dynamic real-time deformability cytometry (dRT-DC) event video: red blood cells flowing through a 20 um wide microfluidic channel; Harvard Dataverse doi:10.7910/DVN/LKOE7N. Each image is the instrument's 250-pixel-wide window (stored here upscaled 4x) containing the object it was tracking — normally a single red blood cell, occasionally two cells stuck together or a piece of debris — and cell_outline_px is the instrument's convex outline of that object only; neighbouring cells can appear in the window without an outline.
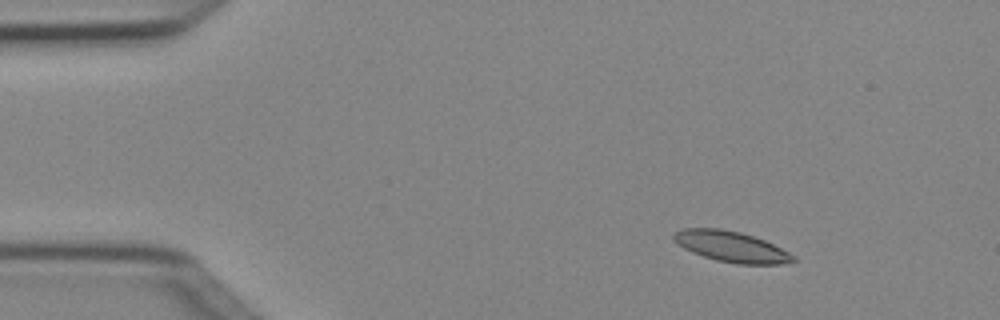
{"species": "Egyptian fruit bat (a non-hibernating species)", "species_latin": "Rousettus aegyptiacus", "temperature_condition": "cold", "stored_images_in_passage": 4, "camera_frame_rate_fps": 3000, "um_per_image_px": 0.085, "animal": {"sex": "female"}, "frame": {"image": 1, "passage_image": 2, "time_ms": 0.333, "image_size_px": [1000, 320], "cell_outline_px": [[796, 260], [780, 264], [736, 264], [716, 260], [692, 252], [684, 248], [672, 240], [672, 236], [676, 232], [684, 228], [720, 228], [740, 232], [764, 240], [796, 256]], "centroid_in_image_um": [62.14, 20.96], "position_along_channel_um": 22.9, "area_um2": 21.21}}
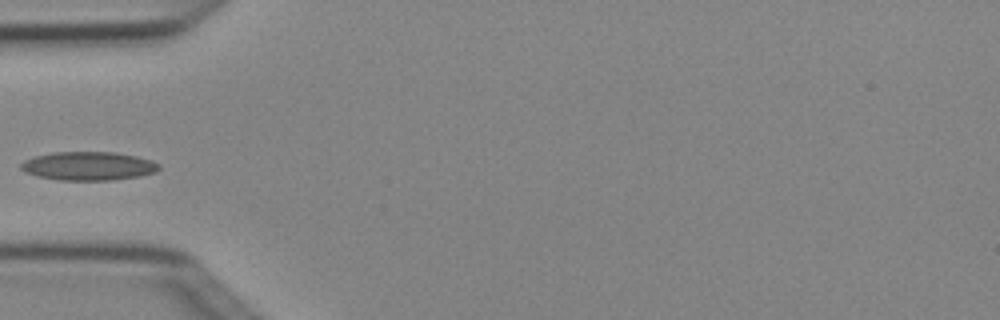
{"frame": {"image": 2, "passage_image": 4, "time_ms": 1.0, "image_size_px": [1000, 320], "cell_outline_px": [[160, 168], [156, 172], [140, 176], [112, 180], [60, 180], [36, 176], [24, 172], [20, 168], [20, 164], [24, 160], [36, 156], [52, 152], [116, 152], [136, 156], [152, 160], [160, 164]], "centroid_in_image_um": [7.52, 14.11], "position_along_channel_um": 77.5, "area_um2": 23.18}}